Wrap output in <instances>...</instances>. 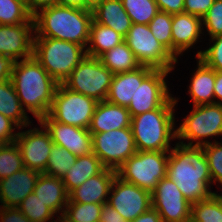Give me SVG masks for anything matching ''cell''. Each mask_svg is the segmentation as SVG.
Wrapping results in <instances>:
<instances>
[{"mask_svg": "<svg viewBox=\"0 0 222 222\" xmlns=\"http://www.w3.org/2000/svg\"><path fill=\"white\" fill-rule=\"evenodd\" d=\"M166 176L177 185L191 204L213 194L203 147L176 143L169 151Z\"/></svg>", "mask_w": 222, "mask_h": 222, "instance_id": "1", "label": "cell"}, {"mask_svg": "<svg viewBox=\"0 0 222 222\" xmlns=\"http://www.w3.org/2000/svg\"><path fill=\"white\" fill-rule=\"evenodd\" d=\"M11 81L25 111L37 121L48 115L59 83L34 56L16 61Z\"/></svg>", "mask_w": 222, "mask_h": 222, "instance_id": "2", "label": "cell"}, {"mask_svg": "<svg viewBox=\"0 0 222 222\" xmlns=\"http://www.w3.org/2000/svg\"><path fill=\"white\" fill-rule=\"evenodd\" d=\"M34 37H49L73 42L86 49L89 40L92 11L54 5L33 16Z\"/></svg>", "mask_w": 222, "mask_h": 222, "instance_id": "3", "label": "cell"}, {"mask_svg": "<svg viewBox=\"0 0 222 222\" xmlns=\"http://www.w3.org/2000/svg\"><path fill=\"white\" fill-rule=\"evenodd\" d=\"M171 97L160 108L131 117V129L137 151H170V141L177 139L175 105Z\"/></svg>", "mask_w": 222, "mask_h": 222, "instance_id": "4", "label": "cell"}, {"mask_svg": "<svg viewBox=\"0 0 222 222\" xmlns=\"http://www.w3.org/2000/svg\"><path fill=\"white\" fill-rule=\"evenodd\" d=\"M86 55V49L79 44L34 37L33 56L58 83H62Z\"/></svg>", "mask_w": 222, "mask_h": 222, "instance_id": "5", "label": "cell"}, {"mask_svg": "<svg viewBox=\"0 0 222 222\" xmlns=\"http://www.w3.org/2000/svg\"><path fill=\"white\" fill-rule=\"evenodd\" d=\"M169 151H137L117 170L122 180L152 193L166 177Z\"/></svg>", "mask_w": 222, "mask_h": 222, "instance_id": "6", "label": "cell"}, {"mask_svg": "<svg viewBox=\"0 0 222 222\" xmlns=\"http://www.w3.org/2000/svg\"><path fill=\"white\" fill-rule=\"evenodd\" d=\"M217 136H222V104L193 106V110L177 126L178 143L185 146L202 147L210 143L206 139Z\"/></svg>", "mask_w": 222, "mask_h": 222, "instance_id": "7", "label": "cell"}, {"mask_svg": "<svg viewBox=\"0 0 222 222\" xmlns=\"http://www.w3.org/2000/svg\"><path fill=\"white\" fill-rule=\"evenodd\" d=\"M113 76L99 58L86 55L62 84L100 102L106 100Z\"/></svg>", "mask_w": 222, "mask_h": 222, "instance_id": "8", "label": "cell"}, {"mask_svg": "<svg viewBox=\"0 0 222 222\" xmlns=\"http://www.w3.org/2000/svg\"><path fill=\"white\" fill-rule=\"evenodd\" d=\"M124 41L141 66L172 71L178 60L153 36L149 25L133 24Z\"/></svg>", "mask_w": 222, "mask_h": 222, "instance_id": "9", "label": "cell"}, {"mask_svg": "<svg viewBox=\"0 0 222 222\" xmlns=\"http://www.w3.org/2000/svg\"><path fill=\"white\" fill-rule=\"evenodd\" d=\"M98 101L59 83L48 115L54 120L89 129Z\"/></svg>", "mask_w": 222, "mask_h": 222, "instance_id": "10", "label": "cell"}, {"mask_svg": "<svg viewBox=\"0 0 222 222\" xmlns=\"http://www.w3.org/2000/svg\"><path fill=\"white\" fill-rule=\"evenodd\" d=\"M91 135L93 153L105 168L116 171L137 152L131 127Z\"/></svg>", "mask_w": 222, "mask_h": 222, "instance_id": "11", "label": "cell"}, {"mask_svg": "<svg viewBox=\"0 0 222 222\" xmlns=\"http://www.w3.org/2000/svg\"><path fill=\"white\" fill-rule=\"evenodd\" d=\"M107 203L129 222H133L152 207L150 192L122 180L117 175L111 185Z\"/></svg>", "mask_w": 222, "mask_h": 222, "instance_id": "12", "label": "cell"}, {"mask_svg": "<svg viewBox=\"0 0 222 222\" xmlns=\"http://www.w3.org/2000/svg\"><path fill=\"white\" fill-rule=\"evenodd\" d=\"M170 73L154 69L142 82H138L137 91L127 107L131 117L160 108L172 97L166 82Z\"/></svg>", "mask_w": 222, "mask_h": 222, "instance_id": "13", "label": "cell"}, {"mask_svg": "<svg viewBox=\"0 0 222 222\" xmlns=\"http://www.w3.org/2000/svg\"><path fill=\"white\" fill-rule=\"evenodd\" d=\"M152 208L163 222H185L191 217V203L177 185L167 176L161 179L151 193Z\"/></svg>", "mask_w": 222, "mask_h": 222, "instance_id": "14", "label": "cell"}, {"mask_svg": "<svg viewBox=\"0 0 222 222\" xmlns=\"http://www.w3.org/2000/svg\"><path fill=\"white\" fill-rule=\"evenodd\" d=\"M40 128H31L18 132L15 140L18 145L25 168L44 173L54 145L50 133L39 123Z\"/></svg>", "mask_w": 222, "mask_h": 222, "instance_id": "15", "label": "cell"}, {"mask_svg": "<svg viewBox=\"0 0 222 222\" xmlns=\"http://www.w3.org/2000/svg\"><path fill=\"white\" fill-rule=\"evenodd\" d=\"M38 123L50 133L54 145L67 149L77 157L93 153L89 129L54 121L49 115L42 117Z\"/></svg>", "mask_w": 222, "mask_h": 222, "instance_id": "16", "label": "cell"}, {"mask_svg": "<svg viewBox=\"0 0 222 222\" xmlns=\"http://www.w3.org/2000/svg\"><path fill=\"white\" fill-rule=\"evenodd\" d=\"M34 23L0 25V54L12 57L15 61L33 56Z\"/></svg>", "mask_w": 222, "mask_h": 222, "instance_id": "17", "label": "cell"}, {"mask_svg": "<svg viewBox=\"0 0 222 222\" xmlns=\"http://www.w3.org/2000/svg\"><path fill=\"white\" fill-rule=\"evenodd\" d=\"M40 173L29 168L0 180V207H18L36 186Z\"/></svg>", "mask_w": 222, "mask_h": 222, "instance_id": "18", "label": "cell"}, {"mask_svg": "<svg viewBox=\"0 0 222 222\" xmlns=\"http://www.w3.org/2000/svg\"><path fill=\"white\" fill-rule=\"evenodd\" d=\"M172 55L178 60V56L197 44L202 29V18L186 12L172 14Z\"/></svg>", "mask_w": 222, "mask_h": 222, "instance_id": "19", "label": "cell"}, {"mask_svg": "<svg viewBox=\"0 0 222 222\" xmlns=\"http://www.w3.org/2000/svg\"><path fill=\"white\" fill-rule=\"evenodd\" d=\"M116 175L115 170L104 168L99 174L90 177L72 190L68 194L69 200L75 203H107L111 185Z\"/></svg>", "mask_w": 222, "mask_h": 222, "instance_id": "20", "label": "cell"}, {"mask_svg": "<svg viewBox=\"0 0 222 222\" xmlns=\"http://www.w3.org/2000/svg\"><path fill=\"white\" fill-rule=\"evenodd\" d=\"M154 69L140 66L136 70L114 74L106 101L128 107L137 91L138 82H142Z\"/></svg>", "mask_w": 222, "mask_h": 222, "instance_id": "21", "label": "cell"}, {"mask_svg": "<svg viewBox=\"0 0 222 222\" xmlns=\"http://www.w3.org/2000/svg\"><path fill=\"white\" fill-rule=\"evenodd\" d=\"M131 127V116L127 107L100 101L92 116L89 132L102 133L110 130Z\"/></svg>", "mask_w": 222, "mask_h": 222, "instance_id": "22", "label": "cell"}, {"mask_svg": "<svg viewBox=\"0 0 222 222\" xmlns=\"http://www.w3.org/2000/svg\"><path fill=\"white\" fill-rule=\"evenodd\" d=\"M33 192L56 214V217L64 214L69 196L61 178L40 173Z\"/></svg>", "mask_w": 222, "mask_h": 222, "instance_id": "23", "label": "cell"}, {"mask_svg": "<svg viewBox=\"0 0 222 222\" xmlns=\"http://www.w3.org/2000/svg\"><path fill=\"white\" fill-rule=\"evenodd\" d=\"M93 20L126 37L132 22L121 0H102L92 11Z\"/></svg>", "mask_w": 222, "mask_h": 222, "instance_id": "24", "label": "cell"}, {"mask_svg": "<svg viewBox=\"0 0 222 222\" xmlns=\"http://www.w3.org/2000/svg\"><path fill=\"white\" fill-rule=\"evenodd\" d=\"M197 68L190 78L189 90L193 106L214 104L215 70L197 58Z\"/></svg>", "mask_w": 222, "mask_h": 222, "instance_id": "25", "label": "cell"}, {"mask_svg": "<svg viewBox=\"0 0 222 222\" xmlns=\"http://www.w3.org/2000/svg\"><path fill=\"white\" fill-rule=\"evenodd\" d=\"M104 168L100 159L94 153L77 157L73 166L62 178L66 192L69 194L87 179L99 174Z\"/></svg>", "mask_w": 222, "mask_h": 222, "instance_id": "26", "label": "cell"}, {"mask_svg": "<svg viewBox=\"0 0 222 222\" xmlns=\"http://www.w3.org/2000/svg\"><path fill=\"white\" fill-rule=\"evenodd\" d=\"M0 113L13 120L21 129L32 123L21 105L11 79L0 82Z\"/></svg>", "mask_w": 222, "mask_h": 222, "instance_id": "27", "label": "cell"}, {"mask_svg": "<svg viewBox=\"0 0 222 222\" xmlns=\"http://www.w3.org/2000/svg\"><path fill=\"white\" fill-rule=\"evenodd\" d=\"M122 42H124L122 35L115 32L112 28L103 26L92 20L86 54L98 58L101 54Z\"/></svg>", "mask_w": 222, "mask_h": 222, "instance_id": "28", "label": "cell"}, {"mask_svg": "<svg viewBox=\"0 0 222 222\" xmlns=\"http://www.w3.org/2000/svg\"><path fill=\"white\" fill-rule=\"evenodd\" d=\"M98 58L113 74L133 71L141 66L125 41L104 52Z\"/></svg>", "mask_w": 222, "mask_h": 222, "instance_id": "29", "label": "cell"}, {"mask_svg": "<svg viewBox=\"0 0 222 222\" xmlns=\"http://www.w3.org/2000/svg\"><path fill=\"white\" fill-rule=\"evenodd\" d=\"M34 23L25 0H0V25Z\"/></svg>", "mask_w": 222, "mask_h": 222, "instance_id": "30", "label": "cell"}, {"mask_svg": "<svg viewBox=\"0 0 222 222\" xmlns=\"http://www.w3.org/2000/svg\"><path fill=\"white\" fill-rule=\"evenodd\" d=\"M133 24L148 25L160 11L155 0H121Z\"/></svg>", "mask_w": 222, "mask_h": 222, "instance_id": "31", "label": "cell"}, {"mask_svg": "<svg viewBox=\"0 0 222 222\" xmlns=\"http://www.w3.org/2000/svg\"><path fill=\"white\" fill-rule=\"evenodd\" d=\"M76 159L77 156L67 149L53 145L44 173L62 179L73 166Z\"/></svg>", "mask_w": 222, "mask_h": 222, "instance_id": "32", "label": "cell"}, {"mask_svg": "<svg viewBox=\"0 0 222 222\" xmlns=\"http://www.w3.org/2000/svg\"><path fill=\"white\" fill-rule=\"evenodd\" d=\"M32 222H57L55 213L43 203L34 192L28 195L17 207Z\"/></svg>", "mask_w": 222, "mask_h": 222, "instance_id": "33", "label": "cell"}, {"mask_svg": "<svg viewBox=\"0 0 222 222\" xmlns=\"http://www.w3.org/2000/svg\"><path fill=\"white\" fill-rule=\"evenodd\" d=\"M103 204L75 203L68 199L63 216L70 222H99Z\"/></svg>", "mask_w": 222, "mask_h": 222, "instance_id": "34", "label": "cell"}, {"mask_svg": "<svg viewBox=\"0 0 222 222\" xmlns=\"http://www.w3.org/2000/svg\"><path fill=\"white\" fill-rule=\"evenodd\" d=\"M23 168L22 154L16 142L0 144V180Z\"/></svg>", "mask_w": 222, "mask_h": 222, "instance_id": "35", "label": "cell"}, {"mask_svg": "<svg viewBox=\"0 0 222 222\" xmlns=\"http://www.w3.org/2000/svg\"><path fill=\"white\" fill-rule=\"evenodd\" d=\"M191 218L197 222H222V207L216 197H210L191 205Z\"/></svg>", "mask_w": 222, "mask_h": 222, "instance_id": "36", "label": "cell"}, {"mask_svg": "<svg viewBox=\"0 0 222 222\" xmlns=\"http://www.w3.org/2000/svg\"><path fill=\"white\" fill-rule=\"evenodd\" d=\"M148 25L153 36L172 54V14L159 11Z\"/></svg>", "mask_w": 222, "mask_h": 222, "instance_id": "37", "label": "cell"}, {"mask_svg": "<svg viewBox=\"0 0 222 222\" xmlns=\"http://www.w3.org/2000/svg\"><path fill=\"white\" fill-rule=\"evenodd\" d=\"M202 147L207 159L212 185L215 182L222 185V142L215 140Z\"/></svg>", "mask_w": 222, "mask_h": 222, "instance_id": "38", "label": "cell"}, {"mask_svg": "<svg viewBox=\"0 0 222 222\" xmlns=\"http://www.w3.org/2000/svg\"><path fill=\"white\" fill-rule=\"evenodd\" d=\"M212 45L205 50H200L196 53V58H199L205 65L222 72V35L209 39Z\"/></svg>", "mask_w": 222, "mask_h": 222, "instance_id": "39", "label": "cell"}, {"mask_svg": "<svg viewBox=\"0 0 222 222\" xmlns=\"http://www.w3.org/2000/svg\"><path fill=\"white\" fill-rule=\"evenodd\" d=\"M210 38L222 35V0H215L207 13L202 17V29Z\"/></svg>", "mask_w": 222, "mask_h": 222, "instance_id": "40", "label": "cell"}, {"mask_svg": "<svg viewBox=\"0 0 222 222\" xmlns=\"http://www.w3.org/2000/svg\"><path fill=\"white\" fill-rule=\"evenodd\" d=\"M20 127L10 118L4 116L0 113V144H11L14 143L17 136V133L14 131Z\"/></svg>", "mask_w": 222, "mask_h": 222, "instance_id": "41", "label": "cell"}, {"mask_svg": "<svg viewBox=\"0 0 222 222\" xmlns=\"http://www.w3.org/2000/svg\"><path fill=\"white\" fill-rule=\"evenodd\" d=\"M215 0H184V12L202 18Z\"/></svg>", "mask_w": 222, "mask_h": 222, "instance_id": "42", "label": "cell"}, {"mask_svg": "<svg viewBox=\"0 0 222 222\" xmlns=\"http://www.w3.org/2000/svg\"><path fill=\"white\" fill-rule=\"evenodd\" d=\"M0 222H32L16 207H0Z\"/></svg>", "mask_w": 222, "mask_h": 222, "instance_id": "43", "label": "cell"}, {"mask_svg": "<svg viewBox=\"0 0 222 222\" xmlns=\"http://www.w3.org/2000/svg\"><path fill=\"white\" fill-rule=\"evenodd\" d=\"M161 12L177 14L184 12V0H155Z\"/></svg>", "mask_w": 222, "mask_h": 222, "instance_id": "44", "label": "cell"}, {"mask_svg": "<svg viewBox=\"0 0 222 222\" xmlns=\"http://www.w3.org/2000/svg\"><path fill=\"white\" fill-rule=\"evenodd\" d=\"M15 63L12 57L0 54V82L11 79Z\"/></svg>", "mask_w": 222, "mask_h": 222, "instance_id": "45", "label": "cell"}, {"mask_svg": "<svg viewBox=\"0 0 222 222\" xmlns=\"http://www.w3.org/2000/svg\"><path fill=\"white\" fill-rule=\"evenodd\" d=\"M99 222H129L125 220L109 203L102 206Z\"/></svg>", "mask_w": 222, "mask_h": 222, "instance_id": "46", "label": "cell"}, {"mask_svg": "<svg viewBox=\"0 0 222 222\" xmlns=\"http://www.w3.org/2000/svg\"><path fill=\"white\" fill-rule=\"evenodd\" d=\"M28 12L34 16L40 10L56 5V0H25Z\"/></svg>", "mask_w": 222, "mask_h": 222, "instance_id": "47", "label": "cell"}, {"mask_svg": "<svg viewBox=\"0 0 222 222\" xmlns=\"http://www.w3.org/2000/svg\"><path fill=\"white\" fill-rule=\"evenodd\" d=\"M133 222H163V220L159 213L151 207L148 211L139 215Z\"/></svg>", "mask_w": 222, "mask_h": 222, "instance_id": "48", "label": "cell"}, {"mask_svg": "<svg viewBox=\"0 0 222 222\" xmlns=\"http://www.w3.org/2000/svg\"><path fill=\"white\" fill-rule=\"evenodd\" d=\"M214 103L222 104V72L220 71H215Z\"/></svg>", "mask_w": 222, "mask_h": 222, "instance_id": "49", "label": "cell"}, {"mask_svg": "<svg viewBox=\"0 0 222 222\" xmlns=\"http://www.w3.org/2000/svg\"><path fill=\"white\" fill-rule=\"evenodd\" d=\"M56 5L75 7L84 10L83 0H56Z\"/></svg>", "mask_w": 222, "mask_h": 222, "instance_id": "50", "label": "cell"}, {"mask_svg": "<svg viewBox=\"0 0 222 222\" xmlns=\"http://www.w3.org/2000/svg\"><path fill=\"white\" fill-rule=\"evenodd\" d=\"M102 0H83L84 2V10L93 11Z\"/></svg>", "mask_w": 222, "mask_h": 222, "instance_id": "51", "label": "cell"}, {"mask_svg": "<svg viewBox=\"0 0 222 222\" xmlns=\"http://www.w3.org/2000/svg\"><path fill=\"white\" fill-rule=\"evenodd\" d=\"M213 195L216 197V199L218 200V202L220 203L221 207H222V193L218 194V192H213Z\"/></svg>", "mask_w": 222, "mask_h": 222, "instance_id": "52", "label": "cell"}, {"mask_svg": "<svg viewBox=\"0 0 222 222\" xmlns=\"http://www.w3.org/2000/svg\"><path fill=\"white\" fill-rule=\"evenodd\" d=\"M57 222H70L68 221L63 215L58 217V221Z\"/></svg>", "mask_w": 222, "mask_h": 222, "instance_id": "53", "label": "cell"}, {"mask_svg": "<svg viewBox=\"0 0 222 222\" xmlns=\"http://www.w3.org/2000/svg\"><path fill=\"white\" fill-rule=\"evenodd\" d=\"M185 222H197L194 219H192L191 217L189 219H187Z\"/></svg>", "mask_w": 222, "mask_h": 222, "instance_id": "54", "label": "cell"}]
</instances>
